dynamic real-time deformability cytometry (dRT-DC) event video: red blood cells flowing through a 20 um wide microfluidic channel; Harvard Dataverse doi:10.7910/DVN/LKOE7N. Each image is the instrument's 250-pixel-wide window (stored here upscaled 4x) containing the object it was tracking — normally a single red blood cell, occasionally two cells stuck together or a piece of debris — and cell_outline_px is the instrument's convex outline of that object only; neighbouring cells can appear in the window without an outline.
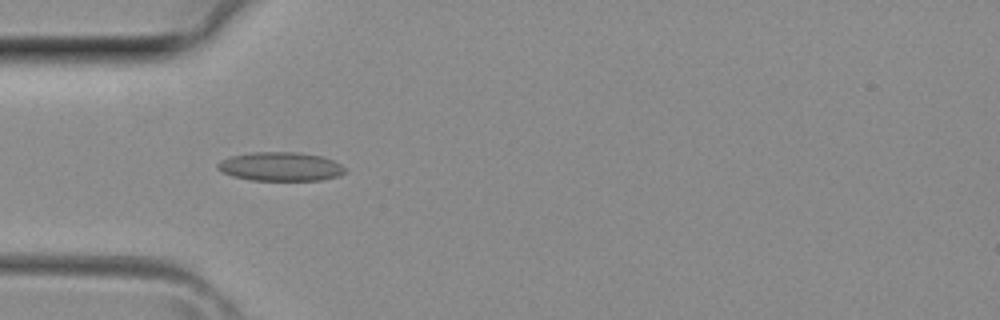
{"species": "common noctule bat (a hibernating species)", "species_latin": "Nyctalus noctula", "temperature_condition": "room temperature", "stored_images_in_passage": 39, "camera_frame_rate_fps": 3000, "um_per_image_px": 0.085, "animal": {"sex": "female", "body_mass_g": 29.2, "forearm_length_mm": 56.3}, "frame": {"image": 1, "passage_image": 12, "time_ms": 3.667, "image_size_px": [1000, 320], "cell_outline_px": [[344, 172], [340, 176], [320, 180], [252, 180], [232, 176], [216, 168], [216, 164], [220, 160], [228, 156], [252, 152], [300, 152], [324, 156], [340, 164], [344, 168]], "centroid_in_image_um": [23.82, 14.14], "position_along_channel_um": 61.2, "area_um2": 21.56}}
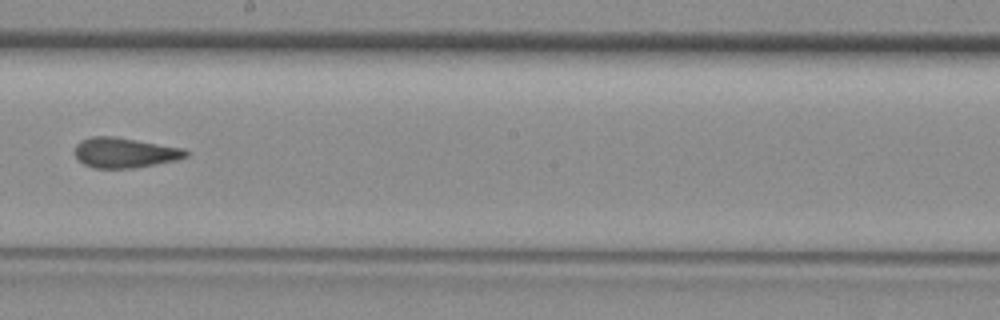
{"frame": {"image": 2, "passage_image": 22, "time_ms": 7.0, "image_size_px": [1000, 320], "cell_outline_px": [[188, 156], [176, 160], [156, 164], [132, 168], [92, 168], [84, 164], [76, 156], [76, 144], [80, 140], [92, 136], [112, 136], [184, 148], [188, 152]], "centroid_in_image_um": [10.6, 12.98], "position_along_channel_um": 237.6, "area_um2": 19.36}}
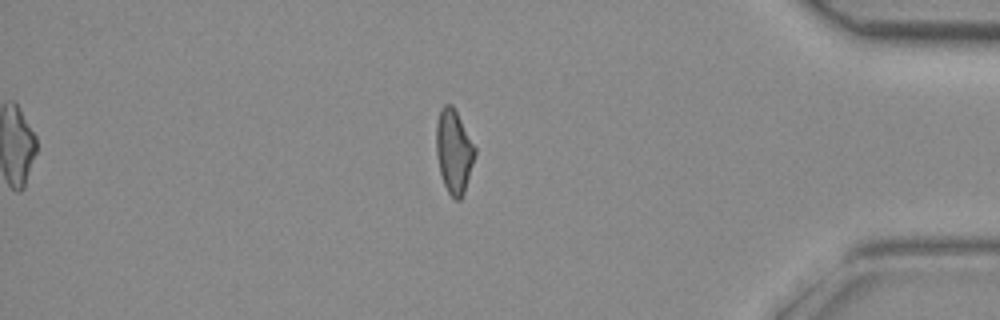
{"frame": {"image": 3, "passage_image": 33, "time_ms": 10.667, "image_size_px": [1000, 320], "cell_outline_px": [[476, 152], [464, 192], [460, 200], [456, 200], [448, 192], [444, 184], [440, 172], [436, 152], [436, 124], [440, 108], [444, 104], [452, 104], [476, 148]], "centroid_in_image_um": [38.56, 12.84], "position_along_channel_um": 396.6, "area_um2": 18.67}}